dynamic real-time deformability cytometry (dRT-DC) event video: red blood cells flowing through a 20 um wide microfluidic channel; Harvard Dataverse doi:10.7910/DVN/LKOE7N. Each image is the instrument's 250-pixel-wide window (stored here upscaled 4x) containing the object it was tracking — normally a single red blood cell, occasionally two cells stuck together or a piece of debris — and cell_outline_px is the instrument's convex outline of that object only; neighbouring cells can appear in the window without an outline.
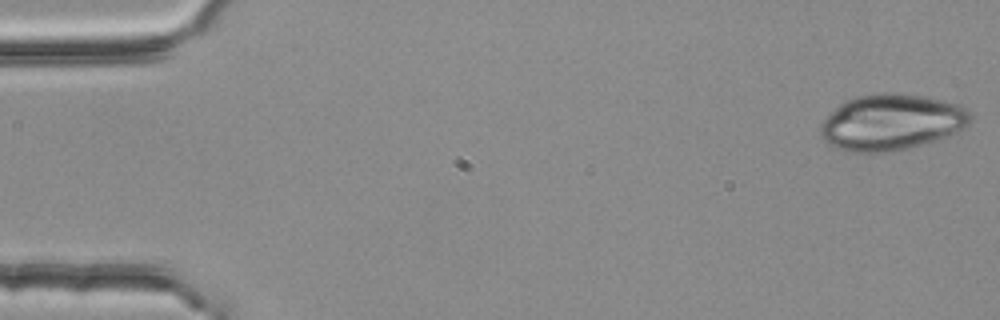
{"species": "common noctule bat (a hibernating species)", "species_latin": "Nyctalus noctula", "temperature_condition": "room temperature", "stored_images_in_passage": 4, "segment_of_instrument_passage": [1, 2], "camera_frame_rate_fps": 3000, "um_per_image_px": 0.085, "animal": {"sex": "female", "body_mass_g": 25.1}, "frame": {"image": 1, "passage_image": 1, "time_ms": 0.0, "image_size_px": [1000, 320], "cell_outline_px": [[972, 116], [968, 128], [952, 136], [904, 148], [884, 152], [848, 152], [836, 148], [828, 144], [820, 136], [820, 124], [840, 104], [856, 96], [884, 92], [900, 92], [924, 96], [944, 100], [960, 104]], "centroid_in_image_um": [75.81, 10.38], "position_along_channel_um": 9.2, "area_um2": 49.3}}